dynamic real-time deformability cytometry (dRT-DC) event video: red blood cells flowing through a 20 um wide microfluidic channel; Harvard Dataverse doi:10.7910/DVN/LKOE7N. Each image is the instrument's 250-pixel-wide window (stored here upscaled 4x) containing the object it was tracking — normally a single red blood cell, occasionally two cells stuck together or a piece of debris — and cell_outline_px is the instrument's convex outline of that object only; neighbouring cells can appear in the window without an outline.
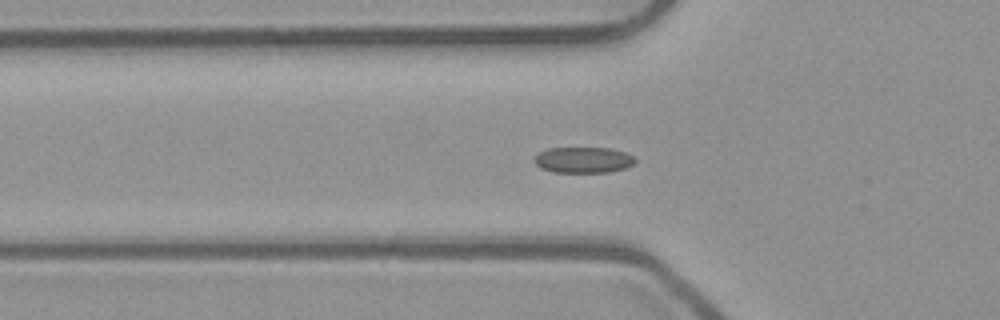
{"species": "common noctule bat (a hibernating species)", "species_latin": "Nyctalus noctula", "temperature_condition": "room temperature", "stored_images_in_passage": 54, "segment_of_instrument_passage": [1, 2], "camera_frame_rate_fps": 3000, "um_per_image_px": 0.085, "animal": {"sex": "male", "body_mass_g": 23.1, "forearm_length_mm": 52.7}, "frame": {"image": 1, "passage_image": 18, "time_ms": 5.667, "image_size_px": [1000, 320], "cell_outline_px": [[636, 160], [632, 164], [624, 168], [608, 172], [552, 172], [540, 168], [532, 160], [540, 152], [548, 148], [612, 148], [624, 152], [632, 156]], "centroid_in_image_um": [49.54, 13.59], "position_along_channel_um": 76.3, "area_um2": 15.14}}
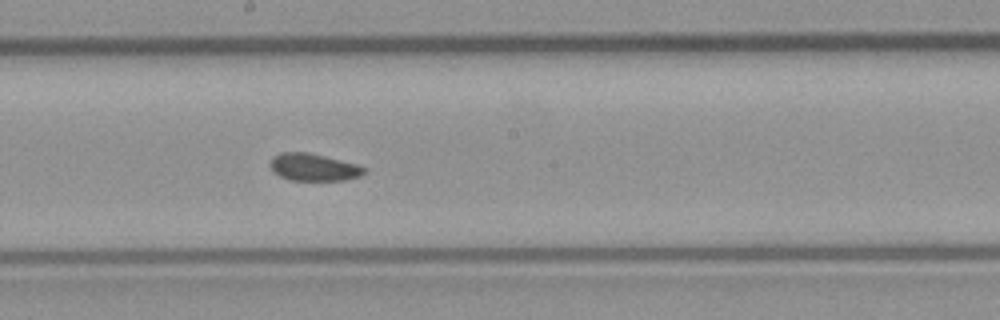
{"frame": {"image": 2, "passage_image": 29, "time_ms": 9.333, "image_size_px": [1000, 320], "cell_outline_px": [[368, 172], [360, 176], [344, 180], [288, 180], [272, 172], [268, 164], [272, 156], [280, 152], [308, 152], [356, 164], [364, 168]], "centroid_in_image_um": [26.59, 14.21], "position_along_channel_um": 221.6, "area_um2": 15.09}}
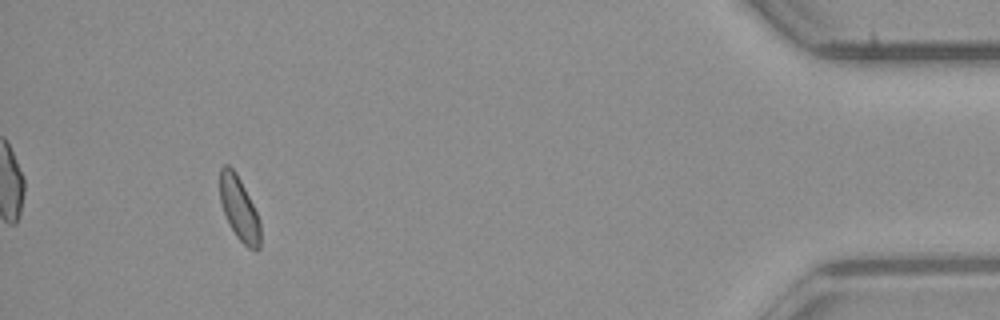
{"frame": {"image": 3, "passage_image": 49, "time_ms": 16.0, "image_size_px": [1000, 320], "cell_outline_px": [[260, 248], [256, 252], [248, 248], [236, 236], [228, 224], [220, 200], [220, 168], [224, 164], [228, 164], [236, 172], [260, 220]], "centroid_in_image_um": [20.33, 17.76], "position_along_channel_um": 414.9, "area_um2": 14.97}}